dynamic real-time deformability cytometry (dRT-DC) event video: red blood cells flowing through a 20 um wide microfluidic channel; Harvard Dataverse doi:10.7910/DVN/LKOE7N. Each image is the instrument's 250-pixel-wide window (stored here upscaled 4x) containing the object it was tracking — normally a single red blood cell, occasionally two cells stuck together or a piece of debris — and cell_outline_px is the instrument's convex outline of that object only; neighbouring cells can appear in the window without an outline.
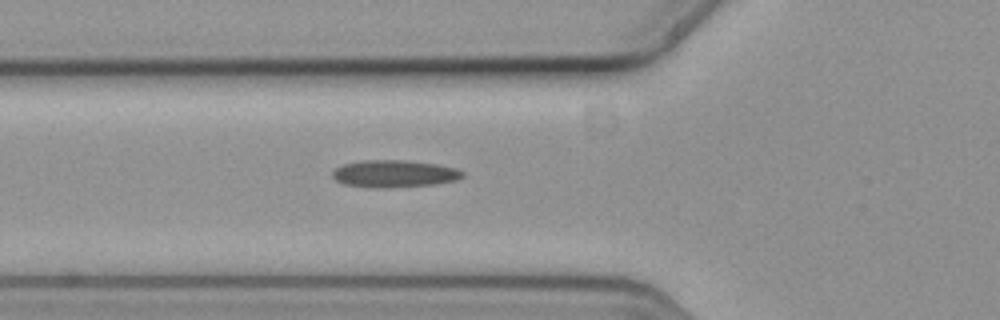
{"species": "common noctule bat (a hibernating species)", "species_latin": "Nyctalus noctula", "temperature_condition": "cold", "stored_images_in_passage": 9, "camera_frame_rate_fps": 3000, "um_per_image_px": 0.085, "animal": {"sex": "female", "body_mass_g": 19.3, "forearm_length_mm": 54.1}, "frame": {"image": 1, "passage_image": 9, "time_ms": 2.667, "image_size_px": [1000, 320], "cell_outline_px": [[464, 176], [456, 180], [436, 184], [388, 188], [368, 188], [344, 184], [336, 180], [332, 176], [332, 172], [336, 168], [344, 164], [364, 160], [404, 160], [436, 164], [456, 168], [464, 172]], "centroid_in_image_um": [33.51, 14.78], "position_along_channel_um": 92.3, "area_um2": 20.75}}